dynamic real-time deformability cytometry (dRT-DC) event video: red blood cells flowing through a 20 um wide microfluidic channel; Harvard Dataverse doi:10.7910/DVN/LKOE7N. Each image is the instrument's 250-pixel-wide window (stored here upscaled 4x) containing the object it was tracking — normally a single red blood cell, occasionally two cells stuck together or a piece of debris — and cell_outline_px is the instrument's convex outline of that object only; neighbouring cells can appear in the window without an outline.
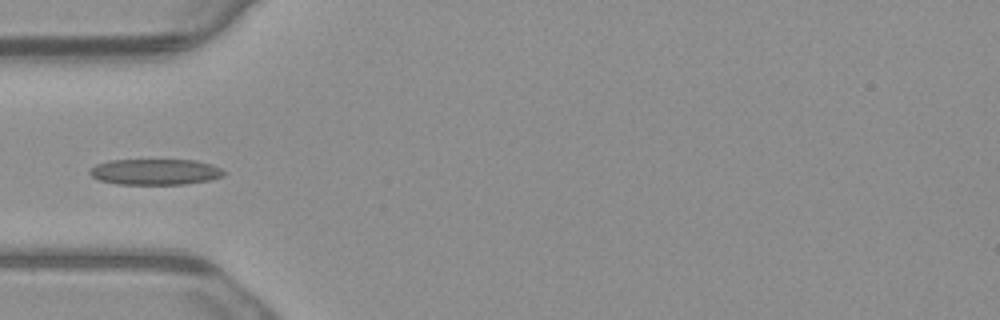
{"species": "common noctule bat (a hibernating species)", "species_latin": "Nyctalus noctula", "temperature_condition": "warm", "stored_images_in_passage": 4, "camera_frame_rate_fps": 3000, "um_per_image_px": 0.085, "animal": {"sex": "male", "body_mass_g": 23.1, "forearm_length_mm": 52.7}, "frame": {"image": 1, "passage_image": 4, "time_ms": 1.0, "image_size_px": [1000, 320], "cell_outline_px": [[228, 172], [224, 176], [208, 180], [184, 184], [116, 184], [100, 180], [92, 176], [88, 172], [88, 168], [96, 164], [108, 160], [196, 160], [212, 164]], "centroid_in_image_um": [13.19, 14.6], "position_along_channel_um": 71.8, "area_um2": 20.4}}